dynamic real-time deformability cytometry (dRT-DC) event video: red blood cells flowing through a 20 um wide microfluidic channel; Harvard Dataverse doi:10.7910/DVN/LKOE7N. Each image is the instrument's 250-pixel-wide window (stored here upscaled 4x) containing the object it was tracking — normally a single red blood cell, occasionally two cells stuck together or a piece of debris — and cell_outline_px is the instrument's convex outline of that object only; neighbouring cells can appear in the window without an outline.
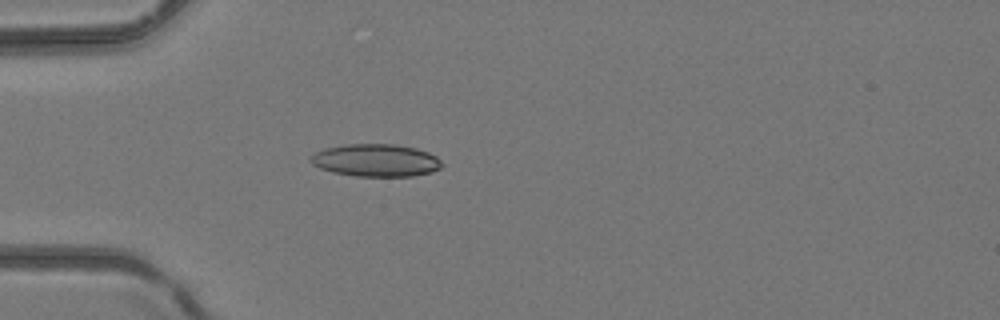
{"species": "common noctule bat (a hibernating species)", "species_latin": "Nyctalus noctula", "temperature_condition": "room temperature", "stored_images_in_passage": 4, "camera_frame_rate_fps": 3000, "um_per_image_px": 0.085, "animal": {"sex": "female", "body_mass_g": 24.6, "forearm_length_mm": 56.2}, "frame": {"image": 1, "passage_image": 4, "time_ms": 1.0, "image_size_px": [1000, 320], "cell_outline_px": [[444, 164], [440, 168], [432, 172], [412, 176], [356, 176], [332, 172], [320, 168], [312, 164], [308, 160], [308, 156], [324, 148], [348, 144], [396, 144], [416, 148], [428, 152], [436, 156]], "centroid_in_image_um": [31.93, 13.62], "position_along_channel_um": 53.1, "area_um2": 25.09}}